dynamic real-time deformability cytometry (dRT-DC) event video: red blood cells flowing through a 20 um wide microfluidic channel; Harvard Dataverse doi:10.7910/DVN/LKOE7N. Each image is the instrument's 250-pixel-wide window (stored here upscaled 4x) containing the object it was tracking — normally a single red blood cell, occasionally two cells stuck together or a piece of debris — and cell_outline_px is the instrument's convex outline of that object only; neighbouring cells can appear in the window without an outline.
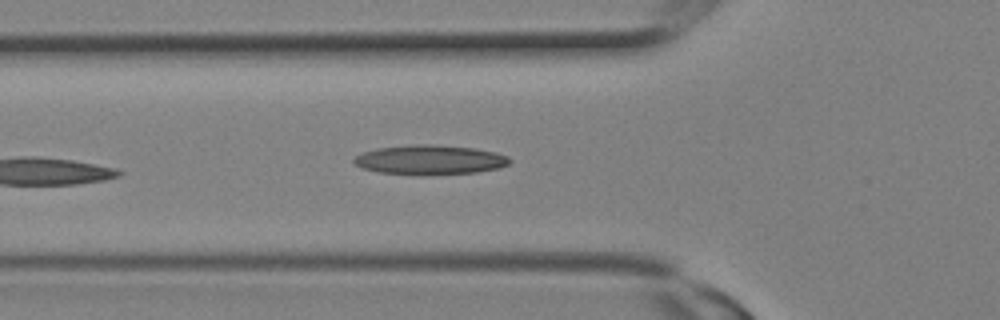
{"species": "Egyptian fruit bat (a non-hibernating species)", "species_latin": "Rousettus aegyptiacus", "temperature_condition": "room temperature", "stored_images_in_passage": 11, "camera_frame_rate_fps": 3000, "um_per_image_px": 0.085, "animal": {"sex": "female"}, "frame": {"image": 1, "passage_image": 11, "time_ms": 3.333, "image_size_px": [1000, 320], "cell_outline_px": [[512, 160], [508, 164], [500, 168], [476, 172], [424, 176], [380, 172], [360, 168], [352, 160], [356, 156], [364, 152], [376, 148], [420, 144], [428, 144], [476, 148], [496, 152], [508, 156]], "centroid_in_image_um": [36.57, 13.6], "position_along_channel_um": 89.2, "area_um2": 27.05}}